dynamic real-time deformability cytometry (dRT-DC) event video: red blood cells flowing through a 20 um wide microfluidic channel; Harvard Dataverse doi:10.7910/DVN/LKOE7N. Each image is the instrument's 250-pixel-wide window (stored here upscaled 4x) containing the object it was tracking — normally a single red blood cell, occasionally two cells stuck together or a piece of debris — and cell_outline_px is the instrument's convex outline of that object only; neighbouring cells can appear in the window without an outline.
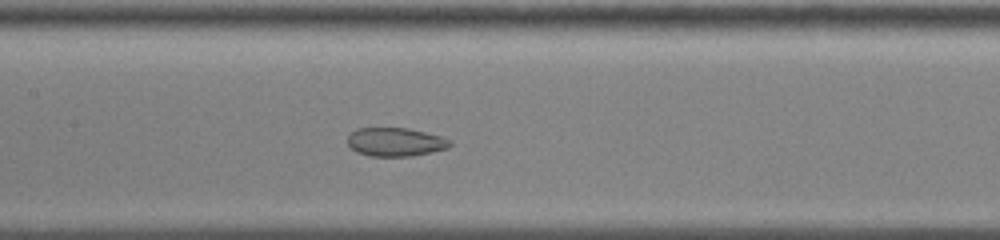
{"species": "common noctule bat (a hibernating species)", "species_latin": "Nyctalus noctula", "temperature_condition": "cold", "stored_images_in_passage": 46, "camera_frame_rate_fps": 3000, "um_per_image_px": 0.085, "animal": {"sex": "male", "body_mass_g": 13.0, "forearm_length_mm": 53.1}, "frame": {"image": 1, "passage_image": 17, "time_ms": 5.333, "image_size_px": [1000, 240], "cell_outline_px": [[452, 144], [448, 148], [432, 152], [412, 156], [368, 156], [356, 152], [348, 144], [348, 136], [356, 128], [408, 128], [440, 136], [452, 140]], "centroid_in_image_um": [33.62, 12.07], "position_along_channel_um": 173.8, "area_um2": 17.11}}
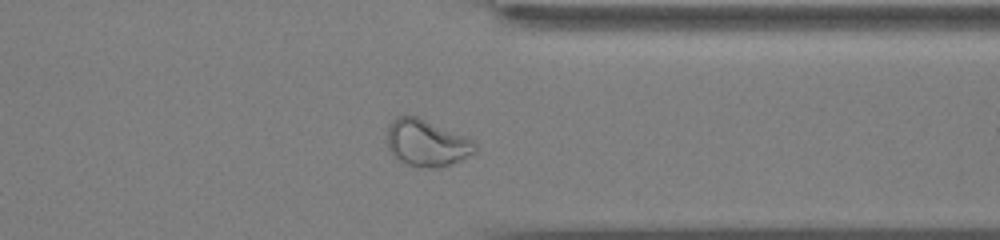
{"frame": {"image": 2, "passage_image": 34, "time_ms": 11.0, "image_size_px": [1000, 240], "cell_outline_px": [[476, 152], [460, 160], [440, 168], [416, 168], [400, 160], [388, 148], [388, 124], [396, 116], [416, 116], [464, 136], [472, 140], [476, 144]], "centroid_in_image_um": [36.26, 12.17], "position_along_channel_um": 375.1, "area_um2": 23.7}}
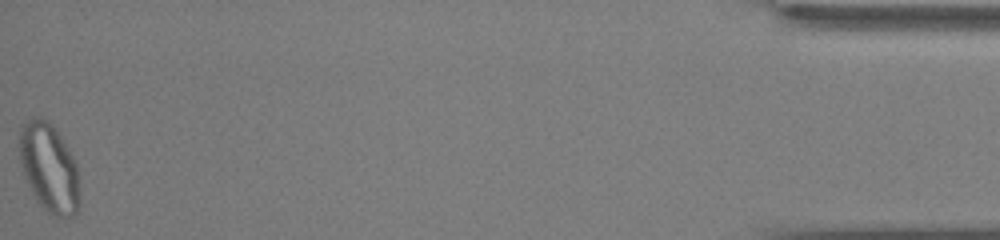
{"frame": {"image": 3, "passage_image": 46, "time_ms": 15.0, "image_size_px": [1000, 240], "cell_outline_px": [[80, 212], [76, 216], [68, 220], [52, 216], [36, 200], [24, 176], [20, 164], [20, 124], [36, 116], [40, 116], [52, 124], [68, 148], [76, 164], [80, 196]], "centroid_in_image_um": [4.2, 14.33], "position_along_channel_um": 431.0, "area_um2": 31.67}, "authors_computed_cell_mechanics": {"area_um2": 22.1374, "velocity_mm_per_s": 3.5785, "shape_relaxation_time_tau1_ms": null, "shape_relaxation_time_tau2_ms": 1.4347, "deformation_change_tau1": null, "deformation_change_tau2": 0.0532}}